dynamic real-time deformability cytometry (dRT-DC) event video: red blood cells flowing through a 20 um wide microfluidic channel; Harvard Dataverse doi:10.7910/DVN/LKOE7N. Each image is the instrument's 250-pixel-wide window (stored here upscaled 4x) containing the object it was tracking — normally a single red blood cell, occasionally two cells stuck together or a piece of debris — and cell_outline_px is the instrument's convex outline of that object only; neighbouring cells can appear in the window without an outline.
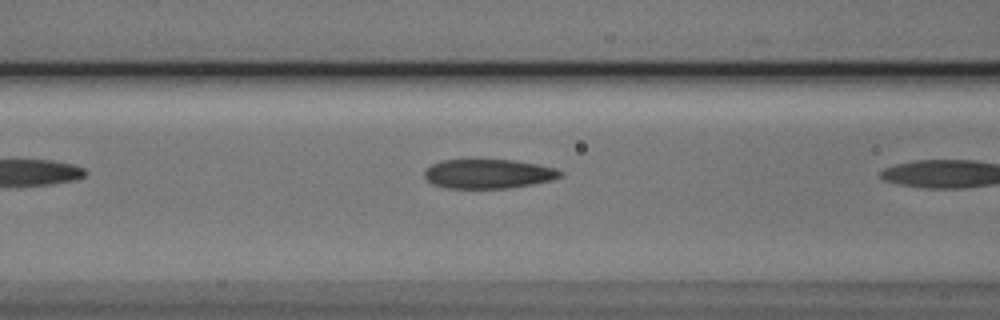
{"species": "Egyptian fruit bat (a non-hibernating species)", "species_latin": "Rousettus aegyptiacus", "temperature_condition": "cold", "stored_images_in_passage": 5, "camera_frame_rate_fps": 3000, "um_per_image_px": 0.085, "animal": {"sex": "male"}, "frame": {"image": 1, "passage_image": 4, "time_ms": 4.667, "image_size_px": [1000, 320], "cell_outline_px": [[564, 176], [552, 180], [532, 184], [508, 188], [448, 188], [432, 184], [424, 176], [424, 172], [432, 164], [444, 160], [512, 160], [536, 164], [556, 168], [564, 172]], "centroid_in_image_um": [41.55, 14.78], "position_along_channel_um": 125.1, "area_um2": 23.12}}